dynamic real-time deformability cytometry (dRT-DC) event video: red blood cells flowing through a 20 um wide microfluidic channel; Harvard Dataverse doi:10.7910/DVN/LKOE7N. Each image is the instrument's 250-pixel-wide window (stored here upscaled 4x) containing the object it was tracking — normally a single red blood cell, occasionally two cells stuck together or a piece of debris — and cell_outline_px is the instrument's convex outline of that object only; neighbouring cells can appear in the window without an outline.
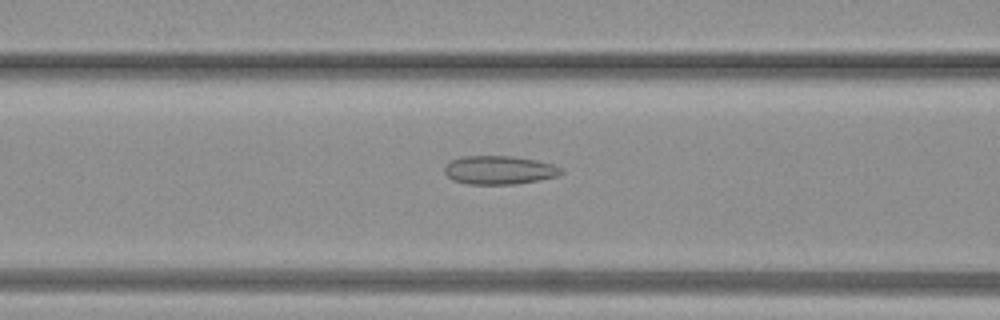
{"species": "common noctule bat (a hibernating species)", "species_latin": "Nyctalus noctula", "temperature_condition": "warm", "stored_images_in_passage": 30, "camera_frame_rate_fps": 3000, "um_per_image_px": 0.085, "animal": {"sex": "female", "body_mass_g": 19.3, "forearm_length_mm": 54.1}, "frame": {"image": 1, "passage_image": 7, "time_ms": 2.0, "image_size_px": [1000, 320], "cell_outline_px": [[564, 172], [556, 176], [540, 180], [516, 184], [464, 184], [452, 180], [444, 172], [444, 164], [452, 160], [464, 156], [512, 156], [536, 160], [552, 164], [560, 168]], "centroid_in_image_um": [42.4, 14.46], "position_along_channel_um": 124.2, "area_um2": 19.48}}
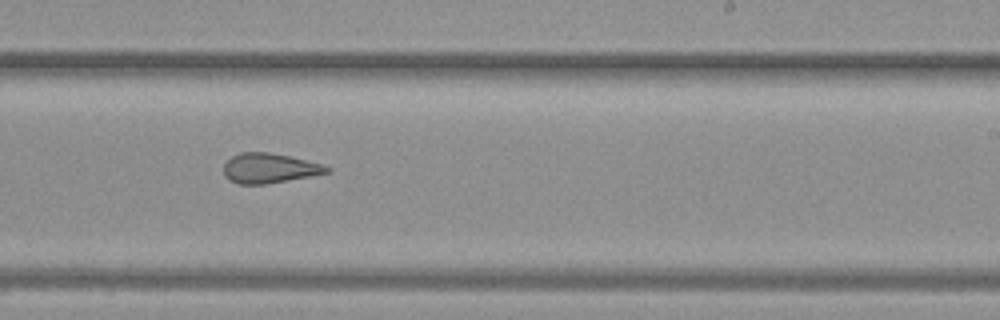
{"frame": {"image": 2, "passage_image": 15, "time_ms": 4.667, "image_size_px": [1000, 320], "cell_outline_px": [[332, 168], [328, 172], [288, 180], [264, 184], [236, 184], [228, 180], [224, 176], [224, 164], [232, 156], [240, 152], [268, 152], [288, 156], [320, 164]], "centroid_in_image_um": [22.82, 14.3], "position_along_channel_um": 266.2, "area_um2": 17.69}}
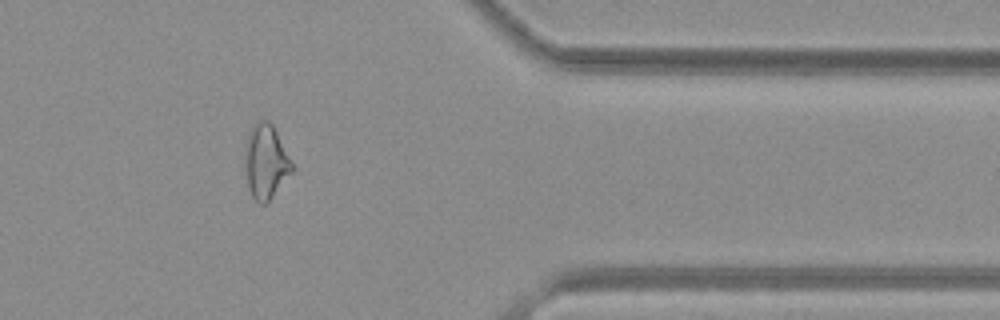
{"frame": {"image": 3, "passage_image": 23, "time_ms": 7.333, "image_size_px": [1000, 320], "cell_outline_px": [[292, 172], [268, 200], [264, 204], [260, 204], [252, 196], [248, 184], [244, 156], [248, 136], [252, 128], [260, 120], [268, 120], [272, 124], [292, 164]], "centroid_in_image_um": [22.58, 13.74], "position_along_channel_um": 388.8, "area_um2": 19.48}}